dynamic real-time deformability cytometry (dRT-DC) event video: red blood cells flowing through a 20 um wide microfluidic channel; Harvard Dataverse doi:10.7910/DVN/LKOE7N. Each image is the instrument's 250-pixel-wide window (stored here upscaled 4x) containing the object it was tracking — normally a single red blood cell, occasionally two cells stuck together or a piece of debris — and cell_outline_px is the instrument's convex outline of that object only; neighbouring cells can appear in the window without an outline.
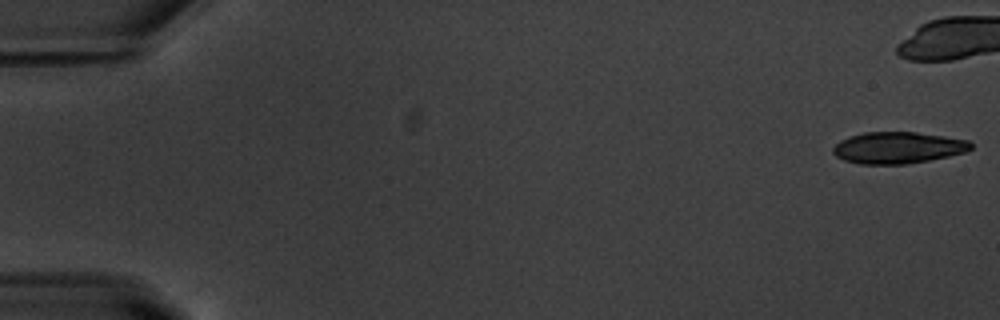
{"species": "common noctule bat (a hibernating species)", "species_latin": "Nyctalus noctula", "temperature_condition": "warm", "stored_images_in_passage": 20, "camera_frame_rate_fps": 3000, "um_per_image_px": 0.085, "animal": {"sex": "male", "body_mass_g": 20.1, "forearm_length_mm": 53.5}, "frame": {"image": 1, "passage_image": 1, "time_ms": 0.0, "image_size_px": [1000, 320], "cell_outline_px": [[972, 148], [964, 152], [948, 156], [908, 164], [860, 164], [844, 160], [836, 156], [832, 152], [832, 148], [840, 140], [848, 136], [864, 132], [916, 132], [944, 136], [968, 140], [972, 144]], "centroid_in_image_um": [76.29, 12.55], "position_along_channel_um": 8.7, "area_um2": 25.37}}